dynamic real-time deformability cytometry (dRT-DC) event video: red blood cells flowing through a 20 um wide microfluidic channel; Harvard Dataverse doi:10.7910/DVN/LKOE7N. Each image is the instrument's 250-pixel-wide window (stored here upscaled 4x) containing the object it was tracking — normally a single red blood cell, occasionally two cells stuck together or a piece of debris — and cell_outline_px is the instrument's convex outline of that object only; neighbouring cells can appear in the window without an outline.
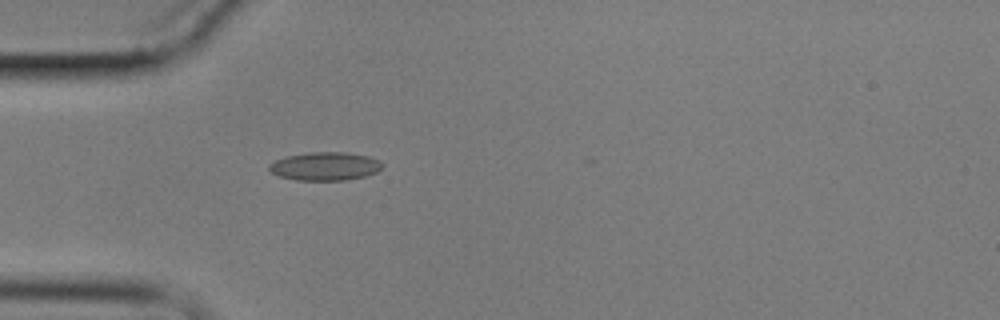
{"species": "common noctule bat (a hibernating species)", "species_latin": "Nyctalus noctula", "temperature_condition": "cold", "stored_images_in_passage": 6, "camera_frame_rate_fps": 3000, "um_per_image_px": 0.085, "animal": {"sex": "male", "body_mass_g": 17.9}, "frame": {"image": 1, "passage_image": 6, "time_ms": 7.0, "image_size_px": [1000, 320], "cell_outline_px": [[384, 164], [376, 172], [364, 176], [344, 180], [296, 180], [280, 176], [272, 172], [268, 168], [268, 164], [276, 160], [288, 156], [308, 152], [344, 152], [368, 156], [380, 160]], "centroid_in_image_um": [27.63, 14.12], "position_along_channel_um": 57.4, "area_um2": 18.55}}